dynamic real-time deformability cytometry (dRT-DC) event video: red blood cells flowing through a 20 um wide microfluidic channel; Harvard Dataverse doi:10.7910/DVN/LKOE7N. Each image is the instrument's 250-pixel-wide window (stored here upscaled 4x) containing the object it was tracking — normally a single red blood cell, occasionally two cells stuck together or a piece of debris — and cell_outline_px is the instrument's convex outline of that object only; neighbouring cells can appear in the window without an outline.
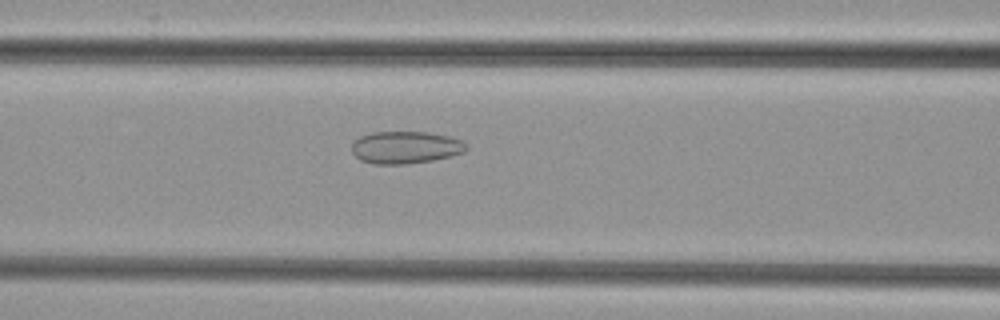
{"species": "common noctule bat (a hibernating species)", "species_latin": "Nyctalus noctula", "temperature_condition": "cold", "stored_images_in_passage": 52, "camera_frame_rate_fps": 3000, "um_per_image_px": 0.085, "animal": {"sex": "female", "body_mass_g": 29.2, "forearm_length_mm": 56.3}, "frame": {"image": 1, "passage_image": 22, "time_ms": 7.0, "image_size_px": [1000, 320], "cell_outline_px": [[468, 148], [464, 152], [432, 160], [404, 164], [372, 164], [360, 160], [352, 152], [352, 140], [360, 136], [372, 132], [428, 132], [448, 136], [460, 140], [468, 144]], "centroid_in_image_um": [34.43, 12.52], "position_along_channel_um": 132.2, "area_um2": 21.62}}
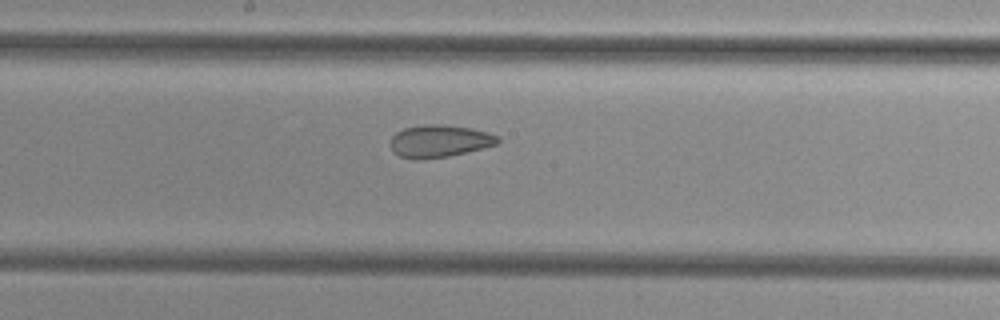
{"frame": {"image": 2, "passage_image": 28, "time_ms": 9.0, "image_size_px": [1000, 320], "cell_outline_px": [[500, 140], [496, 144], [448, 156], [420, 160], [416, 160], [400, 156], [392, 148], [392, 136], [396, 132], [404, 128], [424, 124], [444, 124], [472, 128], [500, 136]], "centroid_in_image_um": [37.35, 11.98], "position_along_channel_um": 210.8, "area_um2": 20.06}}
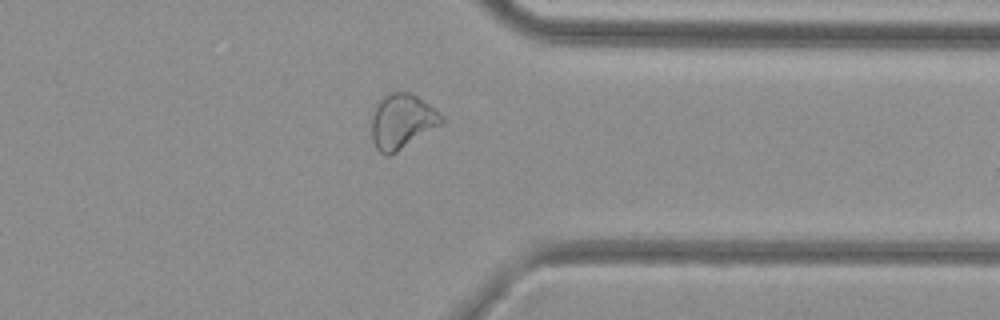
{"frame": {"image": 3, "passage_image": 41, "time_ms": 13.333, "image_size_px": [1000, 320], "cell_outline_px": [[444, 120], [440, 124], [396, 152], [388, 156], [384, 156], [376, 148], [372, 140], [372, 116], [376, 104], [384, 96], [392, 92], [408, 92], [416, 96], [428, 104], [444, 116]], "centroid_in_image_um": [34.13, 10.32], "position_along_channel_um": 377.3, "area_um2": 21.91}}